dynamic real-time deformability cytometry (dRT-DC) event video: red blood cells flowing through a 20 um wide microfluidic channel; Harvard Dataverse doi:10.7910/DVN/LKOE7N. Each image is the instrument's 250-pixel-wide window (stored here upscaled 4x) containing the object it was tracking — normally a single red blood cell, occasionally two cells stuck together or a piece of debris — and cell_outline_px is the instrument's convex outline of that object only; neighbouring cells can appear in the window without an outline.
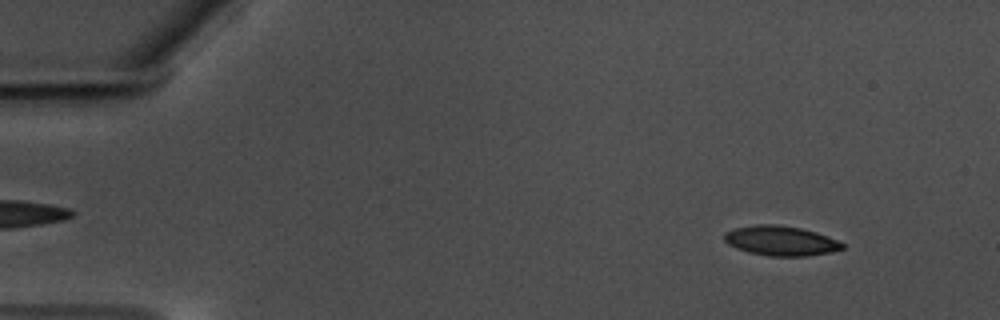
{"species": "common noctule bat (a hibernating species)", "species_latin": "Nyctalus noctula", "temperature_condition": "warm", "stored_images_in_passage": 58, "camera_frame_rate_fps": 3000, "um_per_image_px": 0.085, "animal": {"sex": "male", "body_mass_g": 17.5, "forearm_length_mm": 52.3}, "frame": {"image": 1, "passage_image": 6, "time_ms": 1.667, "image_size_px": [1000, 320], "cell_outline_px": [[844, 248], [832, 252], [808, 256], [768, 256], [748, 252], [736, 248], [728, 244], [724, 240], [724, 232], [732, 228], [756, 224], [776, 224], [800, 228], [816, 232], [828, 236], [844, 244]], "centroid_in_image_um": [66.34, 20.46], "position_along_channel_um": 18.7, "area_um2": 20.63}}
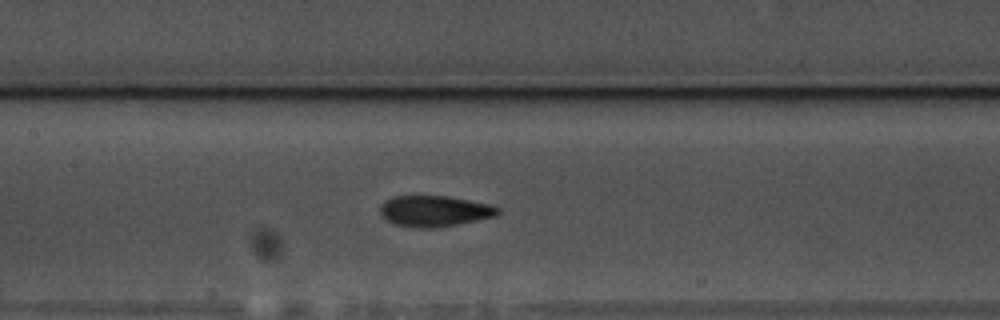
{"frame": {"image": 2, "passage_image": 28, "time_ms": 9.0, "image_size_px": [1000, 320], "cell_outline_px": [[500, 212], [496, 216], [440, 228], [420, 228], [392, 224], [384, 220], [380, 216], [380, 204], [384, 200], [392, 196], [448, 196], [488, 204], [500, 208]], "centroid_in_image_um": [36.87, 17.95], "position_along_channel_um": 170.5, "area_um2": 21.56}}
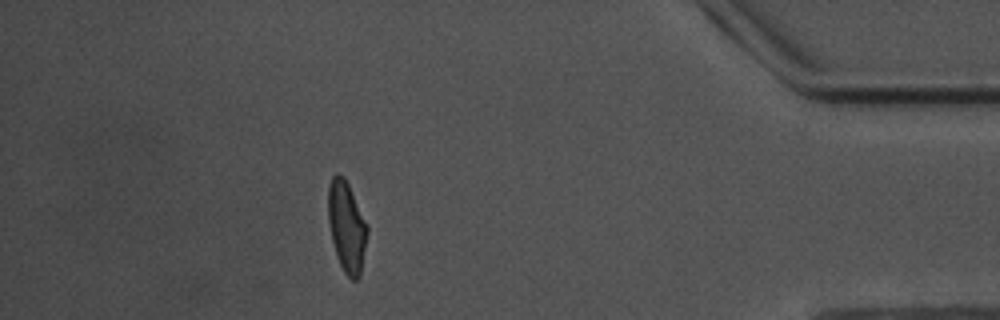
{"frame": {"image": 3, "passage_image": 52, "time_ms": 17.0, "image_size_px": [1000, 320], "cell_outline_px": [[368, 232], [360, 276], [356, 280], [352, 280], [344, 272], [340, 264], [332, 240], [328, 220], [328, 184], [332, 176], [336, 172], [344, 176], [348, 184], [368, 228]], "centroid_in_image_um": [29.45, 19.25], "position_along_channel_um": 405.7, "area_um2": 20.46}, "authors_computed_cell_mechanics": {"area_um2": 21.0681, "velocity_mm_per_s": 3.5074, "shape_relaxation_time_tau1_ms": 5.0036, "shape_relaxation_time_tau2_ms": 2.058, "deformation_change_tau1": 0.1685, "deformation_change_tau2": 0.0808}}